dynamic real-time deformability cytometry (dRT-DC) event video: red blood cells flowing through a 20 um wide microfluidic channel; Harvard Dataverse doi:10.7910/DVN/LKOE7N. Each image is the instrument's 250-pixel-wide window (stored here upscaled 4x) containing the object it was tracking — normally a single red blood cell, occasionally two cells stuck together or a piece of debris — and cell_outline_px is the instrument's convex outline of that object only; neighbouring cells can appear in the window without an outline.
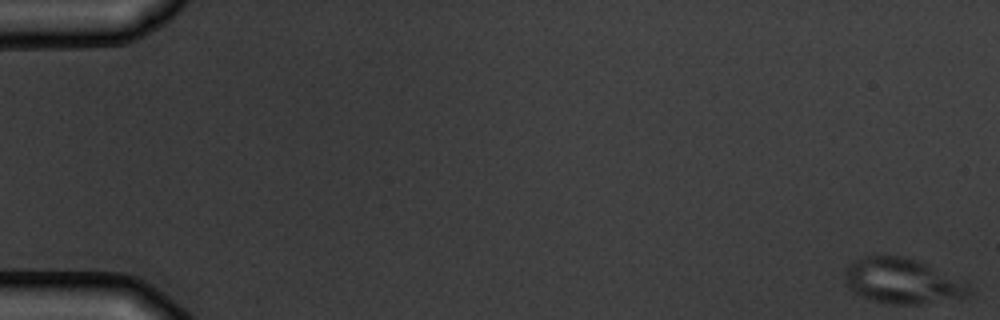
{"species": "common noctule bat (a hibernating species)", "species_latin": "Nyctalus noctula", "temperature_condition": "warm", "stored_images_in_passage": 7, "camera_frame_rate_fps": 3000, "um_per_image_px": 0.085, "animal": {"sex": "male", "body_mass_g": 19.5, "forearm_length_mm": 54.6}, "frame": {"image": 1, "passage_image": 1, "time_ms": 0.0, "image_size_px": [1000, 320], "cell_outline_px": [[972, 292], [960, 300], [916, 304], [888, 304], [872, 300], [860, 296], [852, 292], [848, 288], [844, 276], [844, 268], [848, 264], [864, 256], [904, 256], [916, 260], [968, 284], [972, 288]], "centroid_in_image_um": [76.67, 23.91], "position_along_channel_um": 8.3, "area_um2": 32.89}}